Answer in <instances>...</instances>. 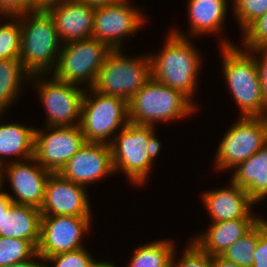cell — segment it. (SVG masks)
<instances>
[{"mask_svg": "<svg viewBox=\"0 0 267 267\" xmlns=\"http://www.w3.org/2000/svg\"><path fill=\"white\" fill-rule=\"evenodd\" d=\"M35 129L34 158L47 171L59 173L86 142L79 125Z\"/></svg>", "mask_w": 267, "mask_h": 267, "instance_id": "10", "label": "cell"}, {"mask_svg": "<svg viewBox=\"0 0 267 267\" xmlns=\"http://www.w3.org/2000/svg\"><path fill=\"white\" fill-rule=\"evenodd\" d=\"M90 220L72 215L42 216L37 253L47 259L84 247L81 240L89 231Z\"/></svg>", "mask_w": 267, "mask_h": 267, "instance_id": "13", "label": "cell"}, {"mask_svg": "<svg viewBox=\"0 0 267 267\" xmlns=\"http://www.w3.org/2000/svg\"><path fill=\"white\" fill-rule=\"evenodd\" d=\"M46 262L53 263V267H92L95 261L88 251L81 247L74 251L48 257Z\"/></svg>", "mask_w": 267, "mask_h": 267, "instance_id": "31", "label": "cell"}, {"mask_svg": "<svg viewBox=\"0 0 267 267\" xmlns=\"http://www.w3.org/2000/svg\"><path fill=\"white\" fill-rule=\"evenodd\" d=\"M42 214L30 205L12 204L0 217V236L30 241L36 248L40 239Z\"/></svg>", "mask_w": 267, "mask_h": 267, "instance_id": "19", "label": "cell"}, {"mask_svg": "<svg viewBox=\"0 0 267 267\" xmlns=\"http://www.w3.org/2000/svg\"><path fill=\"white\" fill-rule=\"evenodd\" d=\"M267 144V117H241L226 132L216 154L217 169H234Z\"/></svg>", "mask_w": 267, "mask_h": 267, "instance_id": "9", "label": "cell"}, {"mask_svg": "<svg viewBox=\"0 0 267 267\" xmlns=\"http://www.w3.org/2000/svg\"><path fill=\"white\" fill-rule=\"evenodd\" d=\"M30 0H0V14L18 16L32 11Z\"/></svg>", "mask_w": 267, "mask_h": 267, "instance_id": "33", "label": "cell"}, {"mask_svg": "<svg viewBox=\"0 0 267 267\" xmlns=\"http://www.w3.org/2000/svg\"><path fill=\"white\" fill-rule=\"evenodd\" d=\"M121 51L115 49L107 54L92 88L128 102L151 78V62L149 55L131 59Z\"/></svg>", "mask_w": 267, "mask_h": 267, "instance_id": "6", "label": "cell"}, {"mask_svg": "<svg viewBox=\"0 0 267 267\" xmlns=\"http://www.w3.org/2000/svg\"><path fill=\"white\" fill-rule=\"evenodd\" d=\"M92 267H116L114 264L110 263V262H105V261H98V262H94Z\"/></svg>", "mask_w": 267, "mask_h": 267, "instance_id": "42", "label": "cell"}, {"mask_svg": "<svg viewBox=\"0 0 267 267\" xmlns=\"http://www.w3.org/2000/svg\"><path fill=\"white\" fill-rule=\"evenodd\" d=\"M64 0H30L33 10H46L49 7L63 2Z\"/></svg>", "mask_w": 267, "mask_h": 267, "instance_id": "37", "label": "cell"}, {"mask_svg": "<svg viewBox=\"0 0 267 267\" xmlns=\"http://www.w3.org/2000/svg\"><path fill=\"white\" fill-rule=\"evenodd\" d=\"M169 33L163 45L164 49L158 54H149L151 77L180 91L193 103L191 99L197 87L196 78L200 70L201 57L186 34L183 35L174 29Z\"/></svg>", "mask_w": 267, "mask_h": 267, "instance_id": "1", "label": "cell"}, {"mask_svg": "<svg viewBox=\"0 0 267 267\" xmlns=\"http://www.w3.org/2000/svg\"><path fill=\"white\" fill-rule=\"evenodd\" d=\"M258 242V224L232 243L220 256L243 267H252L253 253Z\"/></svg>", "mask_w": 267, "mask_h": 267, "instance_id": "26", "label": "cell"}, {"mask_svg": "<svg viewBox=\"0 0 267 267\" xmlns=\"http://www.w3.org/2000/svg\"><path fill=\"white\" fill-rule=\"evenodd\" d=\"M88 91L93 95L84 93L83 96L79 124L82 134L86 142L110 144L115 131L129 123L128 102L116 96L103 95L93 88Z\"/></svg>", "mask_w": 267, "mask_h": 267, "instance_id": "7", "label": "cell"}, {"mask_svg": "<svg viewBox=\"0 0 267 267\" xmlns=\"http://www.w3.org/2000/svg\"><path fill=\"white\" fill-rule=\"evenodd\" d=\"M233 6L242 31L267 12V0H233Z\"/></svg>", "mask_w": 267, "mask_h": 267, "instance_id": "29", "label": "cell"}, {"mask_svg": "<svg viewBox=\"0 0 267 267\" xmlns=\"http://www.w3.org/2000/svg\"><path fill=\"white\" fill-rule=\"evenodd\" d=\"M175 245L169 240H157L135 249L128 267H170Z\"/></svg>", "mask_w": 267, "mask_h": 267, "instance_id": "25", "label": "cell"}, {"mask_svg": "<svg viewBox=\"0 0 267 267\" xmlns=\"http://www.w3.org/2000/svg\"><path fill=\"white\" fill-rule=\"evenodd\" d=\"M79 2L85 3L91 7H101L109 4H113L119 0H77Z\"/></svg>", "mask_w": 267, "mask_h": 267, "instance_id": "40", "label": "cell"}, {"mask_svg": "<svg viewBox=\"0 0 267 267\" xmlns=\"http://www.w3.org/2000/svg\"><path fill=\"white\" fill-rule=\"evenodd\" d=\"M220 44L225 79L242 117H267L254 53H246L226 40Z\"/></svg>", "mask_w": 267, "mask_h": 267, "instance_id": "4", "label": "cell"}, {"mask_svg": "<svg viewBox=\"0 0 267 267\" xmlns=\"http://www.w3.org/2000/svg\"><path fill=\"white\" fill-rule=\"evenodd\" d=\"M257 219H233L214 222L205 233L199 234L192 241L210 256L221 255L232 243L243 237Z\"/></svg>", "mask_w": 267, "mask_h": 267, "instance_id": "20", "label": "cell"}, {"mask_svg": "<svg viewBox=\"0 0 267 267\" xmlns=\"http://www.w3.org/2000/svg\"><path fill=\"white\" fill-rule=\"evenodd\" d=\"M58 37L65 43L92 37L95 8L77 0H64L46 9Z\"/></svg>", "mask_w": 267, "mask_h": 267, "instance_id": "17", "label": "cell"}, {"mask_svg": "<svg viewBox=\"0 0 267 267\" xmlns=\"http://www.w3.org/2000/svg\"><path fill=\"white\" fill-rule=\"evenodd\" d=\"M110 143L114 171L125 173L132 184L143 185L159 153L160 141L154 126L129 122Z\"/></svg>", "mask_w": 267, "mask_h": 267, "instance_id": "3", "label": "cell"}, {"mask_svg": "<svg viewBox=\"0 0 267 267\" xmlns=\"http://www.w3.org/2000/svg\"><path fill=\"white\" fill-rule=\"evenodd\" d=\"M2 186L3 182H0V217L2 212H6V210L13 204L7 194H5L4 191H1Z\"/></svg>", "mask_w": 267, "mask_h": 267, "instance_id": "39", "label": "cell"}, {"mask_svg": "<svg viewBox=\"0 0 267 267\" xmlns=\"http://www.w3.org/2000/svg\"><path fill=\"white\" fill-rule=\"evenodd\" d=\"M252 267H267V235L258 225V242L253 253Z\"/></svg>", "mask_w": 267, "mask_h": 267, "instance_id": "35", "label": "cell"}, {"mask_svg": "<svg viewBox=\"0 0 267 267\" xmlns=\"http://www.w3.org/2000/svg\"><path fill=\"white\" fill-rule=\"evenodd\" d=\"M202 195L203 204L210 213L212 223L233 219H257L251 214V207L255 203L246 190L232 181L228 188L210 190Z\"/></svg>", "mask_w": 267, "mask_h": 267, "instance_id": "18", "label": "cell"}, {"mask_svg": "<svg viewBox=\"0 0 267 267\" xmlns=\"http://www.w3.org/2000/svg\"><path fill=\"white\" fill-rule=\"evenodd\" d=\"M85 186L64 179L59 173H51L45 185L42 216L72 215L91 217Z\"/></svg>", "mask_w": 267, "mask_h": 267, "instance_id": "16", "label": "cell"}, {"mask_svg": "<svg viewBox=\"0 0 267 267\" xmlns=\"http://www.w3.org/2000/svg\"><path fill=\"white\" fill-rule=\"evenodd\" d=\"M198 109L180 91L163 85L152 77L128 100L129 122L155 126L156 122L174 121Z\"/></svg>", "mask_w": 267, "mask_h": 267, "instance_id": "5", "label": "cell"}, {"mask_svg": "<svg viewBox=\"0 0 267 267\" xmlns=\"http://www.w3.org/2000/svg\"><path fill=\"white\" fill-rule=\"evenodd\" d=\"M30 76L19 58L0 59V114L18 98L22 80L31 81Z\"/></svg>", "mask_w": 267, "mask_h": 267, "instance_id": "24", "label": "cell"}, {"mask_svg": "<svg viewBox=\"0 0 267 267\" xmlns=\"http://www.w3.org/2000/svg\"><path fill=\"white\" fill-rule=\"evenodd\" d=\"M51 77V81L42 80L41 82L38 80L35 83L38 86L36 87L38 88V95L47 112L46 126L79 125L83 96L85 92H88L87 89Z\"/></svg>", "mask_w": 267, "mask_h": 267, "instance_id": "11", "label": "cell"}, {"mask_svg": "<svg viewBox=\"0 0 267 267\" xmlns=\"http://www.w3.org/2000/svg\"><path fill=\"white\" fill-rule=\"evenodd\" d=\"M34 142L35 128L18 123L0 124V168L4 156H20L24 161L34 157Z\"/></svg>", "mask_w": 267, "mask_h": 267, "instance_id": "23", "label": "cell"}, {"mask_svg": "<svg viewBox=\"0 0 267 267\" xmlns=\"http://www.w3.org/2000/svg\"><path fill=\"white\" fill-rule=\"evenodd\" d=\"M114 172L110 144L85 142L59 174L66 180L86 187Z\"/></svg>", "mask_w": 267, "mask_h": 267, "instance_id": "15", "label": "cell"}, {"mask_svg": "<svg viewBox=\"0 0 267 267\" xmlns=\"http://www.w3.org/2000/svg\"><path fill=\"white\" fill-rule=\"evenodd\" d=\"M12 22L0 25V59H12L20 57L21 25L18 16ZM18 21H17V20Z\"/></svg>", "mask_w": 267, "mask_h": 267, "instance_id": "28", "label": "cell"}, {"mask_svg": "<svg viewBox=\"0 0 267 267\" xmlns=\"http://www.w3.org/2000/svg\"><path fill=\"white\" fill-rule=\"evenodd\" d=\"M127 3L128 0H119L95 8L92 37L111 50L121 49L124 37L133 35L144 25L142 12Z\"/></svg>", "mask_w": 267, "mask_h": 267, "instance_id": "12", "label": "cell"}, {"mask_svg": "<svg viewBox=\"0 0 267 267\" xmlns=\"http://www.w3.org/2000/svg\"><path fill=\"white\" fill-rule=\"evenodd\" d=\"M18 17L21 25L19 59L31 75L30 79L36 81L43 74H50L51 69L54 70L62 43L54 21L46 10H32Z\"/></svg>", "mask_w": 267, "mask_h": 267, "instance_id": "2", "label": "cell"}, {"mask_svg": "<svg viewBox=\"0 0 267 267\" xmlns=\"http://www.w3.org/2000/svg\"><path fill=\"white\" fill-rule=\"evenodd\" d=\"M110 51L105 43L93 37L64 43L52 76L76 85L86 81L87 87L92 88Z\"/></svg>", "mask_w": 267, "mask_h": 267, "instance_id": "8", "label": "cell"}, {"mask_svg": "<svg viewBox=\"0 0 267 267\" xmlns=\"http://www.w3.org/2000/svg\"><path fill=\"white\" fill-rule=\"evenodd\" d=\"M211 267H243V266L228 261L220 255H215L211 256Z\"/></svg>", "mask_w": 267, "mask_h": 267, "instance_id": "38", "label": "cell"}, {"mask_svg": "<svg viewBox=\"0 0 267 267\" xmlns=\"http://www.w3.org/2000/svg\"><path fill=\"white\" fill-rule=\"evenodd\" d=\"M33 164L36 165L33 166ZM4 166L0 168V182H4L3 172L6 171L5 175H8L15 197L9 193L5 194L13 204L30 205L40 209L44 199L45 185L51 172L43 168L34 157L25 160V163L21 159L10 161L8 166H5L6 168Z\"/></svg>", "mask_w": 267, "mask_h": 267, "instance_id": "14", "label": "cell"}, {"mask_svg": "<svg viewBox=\"0 0 267 267\" xmlns=\"http://www.w3.org/2000/svg\"><path fill=\"white\" fill-rule=\"evenodd\" d=\"M175 254L173 252L170 267H211V256L203 252L192 240L177 263Z\"/></svg>", "mask_w": 267, "mask_h": 267, "instance_id": "32", "label": "cell"}, {"mask_svg": "<svg viewBox=\"0 0 267 267\" xmlns=\"http://www.w3.org/2000/svg\"><path fill=\"white\" fill-rule=\"evenodd\" d=\"M250 52H254L257 54L258 52L262 54L261 59L260 57L257 58L254 55V60L256 63V68L259 76V80L261 83V94L267 108V50H249Z\"/></svg>", "mask_w": 267, "mask_h": 267, "instance_id": "34", "label": "cell"}, {"mask_svg": "<svg viewBox=\"0 0 267 267\" xmlns=\"http://www.w3.org/2000/svg\"><path fill=\"white\" fill-rule=\"evenodd\" d=\"M257 224L260 226L261 230L267 235V221L263 218L257 217Z\"/></svg>", "mask_w": 267, "mask_h": 267, "instance_id": "41", "label": "cell"}, {"mask_svg": "<svg viewBox=\"0 0 267 267\" xmlns=\"http://www.w3.org/2000/svg\"><path fill=\"white\" fill-rule=\"evenodd\" d=\"M34 257L39 259V260H42V261L36 262ZM45 263H46V259L43 256H41L40 254L36 253L33 256V259L30 258V259L23 261V262L13 263V264L8 265L6 267H47V263L46 264Z\"/></svg>", "mask_w": 267, "mask_h": 267, "instance_id": "36", "label": "cell"}, {"mask_svg": "<svg viewBox=\"0 0 267 267\" xmlns=\"http://www.w3.org/2000/svg\"><path fill=\"white\" fill-rule=\"evenodd\" d=\"M227 0H189V34L201 35L222 31L227 14ZM221 29V30H220Z\"/></svg>", "mask_w": 267, "mask_h": 267, "instance_id": "22", "label": "cell"}, {"mask_svg": "<svg viewBox=\"0 0 267 267\" xmlns=\"http://www.w3.org/2000/svg\"><path fill=\"white\" fill-rule=\"evenodd\" d=\"M37 253L28 240L0 236V267L26 261Z\"/></svg>", "mask_w": 267, "mask_h": 267, "instance_id": "27", "label": "cell"}, {"mask_svg": "<svg viewBox=\"0 0 267 267\" xmlns=\"http://www.w3.org/2000/svg\"><path fill=\"white\" fill-rule=\"evenodd\" d=\"M242 33L246 50H267V12L253 21Z\"/></svg>", "mask_w": 267, "mask_h": 267, "instance_id": "30", "label": "cell"}, {"mask_svg": "<svg viewBox=\"0 0 267 267\" xmlns=\"http://www.w3.org/2000/svg\"><path fill=\"white\" fill-rule=\"evenodd\" d=\"M231 181L256 204L267 197V144L235 167Z\"/></svg>", "mask_w": 267, "mask_h": 267, "instance_id": "21", "label": "cell"}]
</instances>
